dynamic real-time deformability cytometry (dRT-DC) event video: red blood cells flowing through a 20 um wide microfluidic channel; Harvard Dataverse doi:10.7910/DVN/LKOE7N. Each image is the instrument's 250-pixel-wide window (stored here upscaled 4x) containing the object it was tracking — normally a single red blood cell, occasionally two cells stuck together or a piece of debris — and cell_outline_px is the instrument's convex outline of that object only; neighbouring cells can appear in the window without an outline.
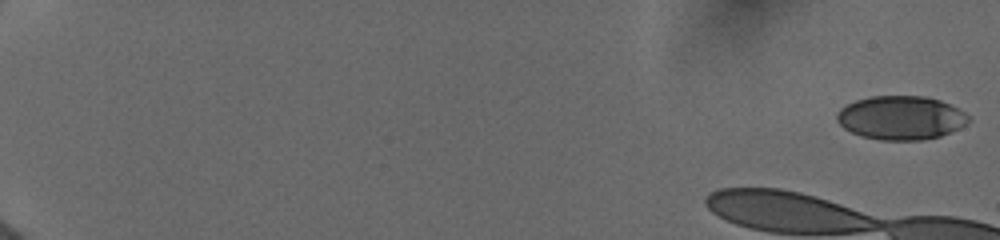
{"species": "human", "species_latin": "Homo sapiens", "temperature_condition": "cold", "stored_images_in_passage": 28, "camera_frame_rate_fps": 3000, "um_per_image_px": 0.085, "donor": {"sex": "female"}, "frame": {"image": 1, "passage_image": 1, "time_ms": 0.0, "image_size_px": [1000, 240], "cell_outline_px": [[972, 120], [960, 128], [940, 136], [924, 140], [880, 140], [860, 136], [844, 128], [836, 120], [836, 112], [840, 108], [856, 100], [872, 96], [924, 96], [940, 100], [964, 112]], "centroid_in_image_um": [76.57, 10.02], "position_along_channel_um": 8.4, "area_um2": 33.64}}